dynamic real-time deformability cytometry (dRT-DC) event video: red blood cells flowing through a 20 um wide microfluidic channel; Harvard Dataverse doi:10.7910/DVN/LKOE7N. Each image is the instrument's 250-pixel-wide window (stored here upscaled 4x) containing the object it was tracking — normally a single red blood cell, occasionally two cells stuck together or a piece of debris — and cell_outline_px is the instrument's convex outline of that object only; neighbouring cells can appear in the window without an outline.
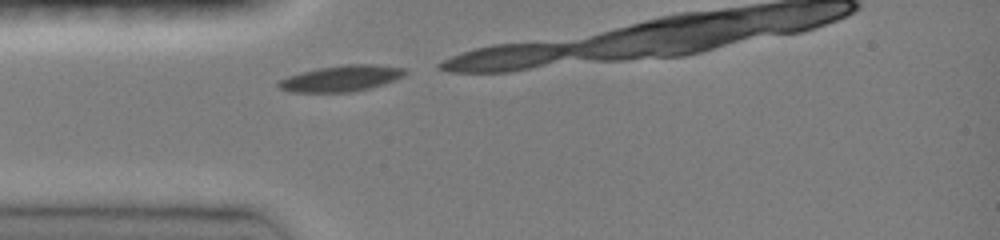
{"species": "common noctule bat (a hibernating species)", "species_latin": "Nyctalus noctula", "temperature_condition": "room temperature", "stored_images_in_passage": 6, "camera_frame_rate_fps": 3000, "um_per_image_px": 0.085, "animal": {"sex": "female", "body_mass_g": 19.0, "forearm_length_mm": 51.5}, "frame": {"image": 1, "passage_image": 1, "time_ms": 0.0, "image_size_px": [1000, 240], "cell_outline_px": [[408, 72], [404, 76], [384, 84], [352, 92], [292, 92], [280, 88], [276, 84], [280, 80], [288, 76], [300, 72], [316, 68], [344, 64], [372, 64], [404, 68]], "centroid_in_image_um": [29.0, 6.66], "position_along_channel_um": 56.0, "area_um2": 19.25}}